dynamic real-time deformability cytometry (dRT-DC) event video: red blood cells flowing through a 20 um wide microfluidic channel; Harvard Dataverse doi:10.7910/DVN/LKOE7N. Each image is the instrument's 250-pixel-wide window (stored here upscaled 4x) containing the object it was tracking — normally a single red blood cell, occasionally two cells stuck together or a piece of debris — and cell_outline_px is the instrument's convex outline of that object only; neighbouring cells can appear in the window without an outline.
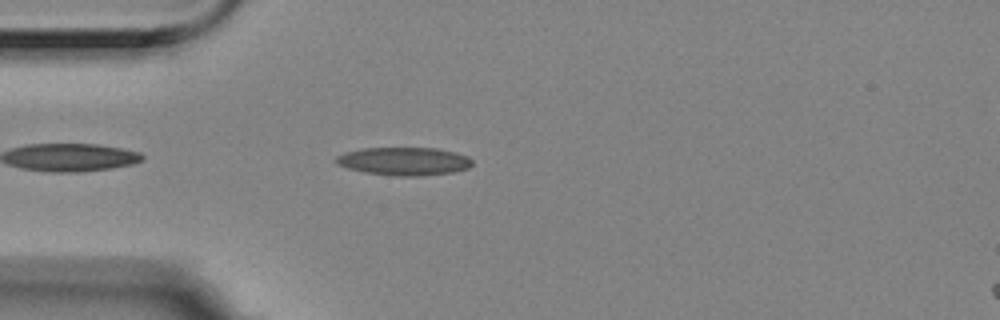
{"species": "Egyptian fruit bat (a non-hibernating species)", "species_latin": "Rousettus aegyptiacus", "temperature_condition": "room temperature", "stored_images_in_passage": 5, "camera_frame_rate_fps": 3000, "um_per_image_px": 0.085, "animal": {"sex": "female"}, "frame": {"image": 1, "passage_image": 5, "time_ms": 1.333, "image_size_px": [1000, 320], "cell_outline_px": [[472, 164], [468, 168], [452, 172], [416, 176], [400, 176], [364, 172], [348, 168], [336, 164], [336, 156], [344, 152], [364, 148], [436, 148], [456, 152], [468, 156], [472, 160]], "centroid_in_image_um": [34.34, 13.7], "position_along_channel_um": 50.7, "area_um2": 22.2}}